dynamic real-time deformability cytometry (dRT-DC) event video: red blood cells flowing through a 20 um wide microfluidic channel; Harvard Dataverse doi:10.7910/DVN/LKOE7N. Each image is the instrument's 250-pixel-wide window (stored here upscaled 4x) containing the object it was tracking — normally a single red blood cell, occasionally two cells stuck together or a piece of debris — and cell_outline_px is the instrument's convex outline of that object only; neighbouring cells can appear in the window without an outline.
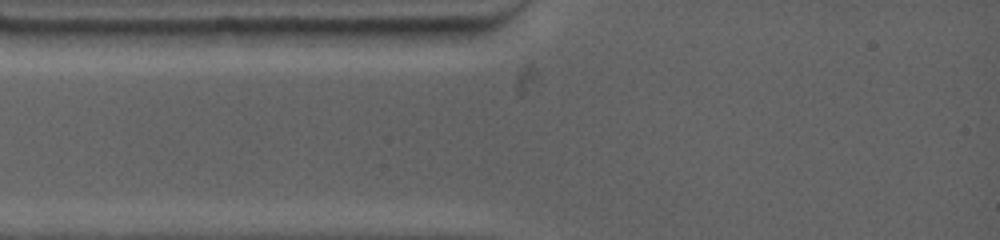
{"species": "common noctule bat (a hibernating species)", "species_latin": "Nyctalus noctula", "temperature_condition": "warm", "stored_images_in_passage": 1, "camera_frame_rate_fps": 4500, "um_per_image_px": 0.085, "animal": {"sex": "female", "body_mass_g": 19.0, "forearm_length_mm": 53.3}, "frame": {"image": 1, "passage_image": 1, "time_ms": 0.0, "image_size_px": [1000, 240], "cell_outline_px": [[188, 32], [184, 44], [156, 48], [60, 48], [48, 32], [68, 28], [124, 28]], "centroid_in_image_um": [9.92, 3.24], "position_along_channel_um": 75.1, "area_um2": 17.63}}